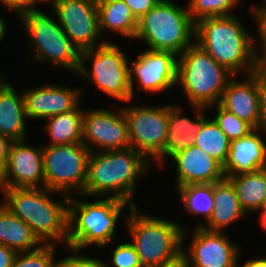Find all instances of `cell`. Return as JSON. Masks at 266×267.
Wrapping results in <instances>:
<instances>
[{"mask_svg": "<svg viewBox=\"0 0 266 267\" xmlns=\"http://www.w3.org/2000/svg\"><path fill=\"white\" fill-rule=\"evenodd\" d=\"M2 204V205H1ZM0 204V210L2 209V208H4V206H5V203H1Z\"/></svg>", "mask_w": 266, "mask_h": 267, "instance_id": "obj_50", "label": "cell"}, {"mask_svg": "<svg viewBox=\"0 0 266 267\" xmlns=\"http://www.w3.org/2000/svg\"><path fill=\"white\" fill-rule=\"evenodd\" d=\"M262 50L263 55H256V71L266 74V46Z\"/></svg>", "mask_w": 266, "mask_h": 267, "instance_id": "obj_42", "label": "cell"}, {"mask_svg": "<svg viewBox=\"0 0 266 267\" xmlns=\"http://www.w3.org/2000/svg\"><path fill=\"white\" fill-rule=\"evenodd\" d=\"M83 113L77 107L70 112L47 118V130L52 142L50 145L82 143Z\"/></svg>", "mask_w": 266, "mask_h": 267, "instance_id": "obj_27", "label": "cell"}, {"mask_svg": "<svg viewBox=\"0 0 266 267\" xmlns=\"http://www.w3.org/2000/svg\"><path fill=\"white\" fill-rule=\"evenodd\" d=\"M93 57L91 72L85 68L84 58ZM127 56L119 50L117 45L103 41L97 47L81 52V62L78 72L85 75L109 96L121 101H131L129 81V66Z\"/></svg>", "mask_w": 266, "mask_h": 267, "instance_id": "obj_10", "label": "cell"}, {"mask_svg": "<svg viewBox=\"0 0 266 267\" xmlns=\"http://www.w3.org/2000/svg\"><path fill=\"white\" fill-rule=\"evenodd\" d=\"M96 5H98L99 3H102L104 1H107V0H92Z\"/></svg>", "mask_w": 266, "mask_h": 267, "instance_id": "obj_48", "label": "cell"}, {"mask_svg": "<svg viewBox=\"0 0 266 267\" xmlns=\"http://www.w3.org/2000/svg\"><path fill=\"white\" fill-rule=\"evenodd\" d=\"M159 267H190V263H189L188 258L182 252L180 255H178L173 260L165 262Z\"/></svg>", "mask_w": 266, "mask_h": 267, "instance_id": "obj_41", "label": "cell"}, {"mask_svg": "<svg viewBox=\"0 0 266 267\" xmlns=\"http://www.w3.org/2000/svg\"><path fill=\"white\" fill-rule=\"evenodd\" d=\"M175 55L170 51L146 50L129 64V81L133 97V76L148 92H160L177 83V63ZM132 69V70H131ZM133 71V72H132ZM132 74H134L132 76Z\"/></svg>", "mask_w": 266, "mask_h": 267, "instance_id": "obj_14", "label": "cell"}, {"mask_svg": "<svg viewBox=\"0 0 266 267\" xmlns=\"http://www.w3.org/2000/svg\"><path fill=\"white\" fill-rule=\"evenodd\" d=\"M3 192L5 207L25 222L42 243L51 238L67 244L70 197L65 198L64 204L56 203L46 193L57 192L40 187L9 188Z\"/></svg>", "mask_w": 266, "mask_h": 267, "instance_id": "obj_3", "label": "cell"}, {"mask_svg": "<svg viewBox=\"0 0 266 267\" xmlns=\"http://www.w3.org/2000/svg\"><path fill=\"white\" fill-rule=\"evenodd\" d=\"M39 243V246H37ZM42 243L32 229L5 206L0 210V245L16 252H30L39 249ZM36 246L35 248H33Z\"/></svg>", "mask_w": 266, "mask_h": 267, "instance_id": "obj_24", "label": "cell"}, {"mask_svg": "<svg viewBox=\"0 0 266 267\" xmlns=\"http://www.w3.org/2000/svg\"><path fill=\"white\" fill-rule=\"evenodd\" d=\"M21 16L35 47L38 60H49L60 67L78 72L81 53L64 33L61 25L42 11L27 10Z\"/></svg>", "mask_w": 266, "mask_h": 267, "instance_id": "obj_9", "label": "cell"}, {"mask_svg": "<svg viewBox=\"0 0 266 267\" xmlns=\"http://www.w3.org/2000/svg\"><path fill=\"white\" fill-rule=\"evenodd\" d=\"M177 190L187 211L202 214L209 220L215 207L213 184H189Z\"/></svg>", "mask_w": 266, "mask_h": 267, "instance_id": "obj_29", "label": "cell"}, {"mask_svg": "<svg viewBox=\"0 0 266 267\" xmlns=\"http://www.w3.org/2000/svg\"><path fill=\"white\" fill-rule=\"evenodd\" d=\"M130 206L132 215L127 218V227L143 267H159L183 252L184 234L179 224L139 215L136 205L131 202Z\"/></svg>", "mask_w": 266, "mask_h": 267, "instance_id": "obj_7", "label": "cell"}, {"mask_svg": "<svg viewBox=\"0 0 266 267\" xmlns=\"http://www.w3.org/2000/svg\"><path fill=\"white\" fill-rule=\"evenodd\" d=\"M112 264L115 267H143L132 243L121 244L115 249Z\"/></svg>", "mask_w": 266, "mask_h": 267, "instance_id": "obj_33", "label": "cell"}, {"mask_svg": "<svg viewBox=\"0 0 266 267\" xmlns=\"http://www.w3.org/2000/svg\"><path fill=\"white\" fill-rule=\"evenodd\" d=\"M225 177L232 182L239 203L245 212L250 209L263 212V199L266 193V168Z\"/></svg>", "mask_w": 266, "mask_h": 267, "instance_id": "obj_25", "label": "cell"}, {"mask_svg": "<svg viewBox=\"0 0 266 267\" xmlns=\"http://www.w3.org/2000/svg\"><path fill=\"white\" fill-rule=\"evenodd\" d=\"M25 100L14 88L0 79V134L13 141L25 140Z\"/></svg>", "mask_w": 266, "mask_h": 267, "instance_id": "obj_21", "label": "cell"}, {"mask_svg": "<svg viewBox=\"0 0 266 267\" xmlns=\"http://www.w3.org/2000/svg\"><path fill=\"white\" fill-rule=\"evenodd\" d=\"M227 138L232 141L248 135L255 128L247 121L217 104V115L213 119Z\"/></svg>", "mask_w": 266, "mask_h": 267, "instance_id": "obj_30", "label": "cell"}, {"mask_svg": "<svg viewBox=\"0 0 266 267\" xmlns=\"http://www.w3.org/2000/svg\"><path fill=\"white\" fill-rule=\"evenodd\" d=\"M0 187L4 189L3 178H2V169H0Z\"/></svg>", "mask_w": 266, "mask_h": 267, "instance_id": "obj_46", "label": "cell"}, {"mask_svg": "<svg viewBox=\"0 0 266 267\" xmlns=\"http://www.w3.org/2000/svg\"><path fill=\"white\" fill-rule=\"evenodd\" d=\"M52 5L64 33L78 51L94 48L100 33L97 5L92 0H57Z\"/></svg>", "mask_w": 266, "mask_h": 267, "instance_id": "obj_12", "label": "cell"}, {"mask_svg": "<svg viewBox=\"0 0 266 267\" xmlns=\"http://www.w3.org/2000/svg\"><path fill=\"white\" fill-rule=\"evenodd\" d=\"M39 1H40V2H41V1H48V2L51 1L52 4H53V3L56 2L57 0H39ZM37 2H38V0H37Z\"/></svg>", "mask_w": 266, "mask_h": 267, "instance_id": "obj_49", "label": "cell"}, {"mask_svg": "<svg viewBox=\"0 0 266 267\" xmlns=\"http://www.w3.org/2000/svg\"><path fill=\"white\" fill-rule=\"evenodd\" d=\"M37 0H1L4 6L11 10H17L19 15H22L27 10H34Z\"/></svg>", "mask_w": 266, "mask_h": 267, "instance_id": "obj_38", "label": "cell"}, {"mask_svg": "<svg viewBox=\"0 0 266 267\" xmlns=\"http://www.w3.org/2000/svg\"><path fill=\"white\" fill-rule=\"evenodd\" d=\"M180 115V107L168 106V130L164 144V156L171 157L178 151L192 146L195 136L207 120L201 112L197 113L196 122L187 117L181 118Z\"/></svg>", "mask_w": 266, "mask_h": 267, "instance_id": "obj_23", "label": "cell"}, {"mask_svg": "<svg viewBox=\"0 0 266 267\" xmlns=\"http://www.w3.org/2000/svg\"><path fill=\"white\" fill-rule=\"evenodd\" d=\"M99 29L114 30L123 36L135 38L138 20L124 0H107L97 5Z\"/></svg>", "mask_w": 266, "mask_h": 267, "instance_id": "obj_26", "label": "cell"}, {"mask_svg": "<svg viewBox=\"0 0 266 267\" xmlns=\"http://www.w3.org/2000/svg\"><path fill=\"white\" fill-rule=\"evenodd\" d=\"M17 252L4 245H0V267H12Z\"/></svg>", "mask_w": 266, "mask_h": 267, "instance_id": "obj_40", "label": "cell"}, {"mask_svg": "<svg viewBox=\"0 0 266 267\" xmlns=\"http://www.w3.org/2000/svg\"><path fill=\"white\" fill-rule=\"evenodd\" d=\"M91 151L84 143L43 147L45 188L68 195L71 188L84 194Z\"/></svg>", "mask_w": 266, "mask_h": 267, "instance_id": "obj_8", "label": "cell"}, {"mask_svg": "<svg viewBox=\"0 0 266 267\" xmlns=\"http://www.w3.org/2000/svg\"><path fill=\"white\" fill-rule=\"evenodd\" d=\"M134 17L139 20L151 10L160 0H124Z\"/></svg>", "mask_w": 266, "mask_h": 267, "instance_id": "obj_35", "label": "cell"}, {"mask_svg": "<svg viewBox=\"0 0 266 267\" xmlns=\"http://www.w3.org/2000/svg\"><path fill=\"white\" fill-rule=\"evenodd\" d=\"M79 90L55 85L43 86L27 91L23 97L27 118H49L77 108Z\"/></svg>", "mask_w": 266, "mask_h": 267, "instance_id": "obj_18", "label": "cell"}, {"mask_svg": "<svg viewBox=\"0 0 266 267\" xmlns=\"http://www.w3.org/2000/svg\"><path fill=\"white\" fill-rule=\"evenodd\" d=\"M259 98H260V117L258 130L266 132V74L259 73Z\"/></svg>", "mask_w": 266, "mask_h": 267, "instance_id": "obj_36", "label": "cell"}, {"mask_svg": "<svg viewBox=\"0 0 266 267\" xmlns=\"http://www.w3.org/2000/svg\"><path fill=\"white\" fill-rule=\"evenodd\" d=\"M257 131L255 128L248 135L230 141L228 157L223 165L225 176L266 168V144Z\"/></svg>", "mask_w": 266, "mask_h": 267, "instance_id": "obj_20", "label": "cell"}, {"mask_svg": "<svg viewBox=\"0 0 266 267\" xmlns=\"http://www.w3.org/2000/svg\"><path fill=\"white\" fill-rule=\"evenodd\" d=\"M5 25H4V21L2 19V17L0 16V40H2L4 38L5 35Z\"/></svg>", "mask_w": 266, "mask_h": 267, "instance_id": "obj_44", "label": "cell"}, {"mask_svg": "<svg viewBox=\"0 0 266 267\" xmlns=\"http://www.w3.org/2000/svg\"><path fill=\"white\" fill-rule=\"evenodd\" d=\"M248 80L227 82L219 104L258 129L260 117L259 72L248 74Z\"/></svg>", "mask_w": 266, "mask_h": 267, "instance_id": "obj_19", "label": "cell"}, {"mask_svg": "<svg viewBox=\"0 0 266 267\" xmlns=\"http://www.w3.org/2000/svg\"><path fill=\"white\" fill-rule=\"evenodd\" d=\"M253 16L257 19L259 36L262 39V49L266 46V5L262 8L255 7L252 11Z\"/></svg>", "mask_w": 266, "mask_h": 267, "instance_id": "obj_37", "label": "cell"}, {"mask_svg": "<svg viewBox=\"0 0 266 267\" xmlns=\"http://www.w3.org/2000/svg\"><path fill=\"white\" fill-rule=\"evenodd\" d=\"M25 141H14L6 166L2 169L4 189L45 187L43 147L32 148ZM11 176V177H10Z\"/></svg>", "mask_w": 266, "mask_h": 267, "instance_id": "obj_15", "label": "cell"}, {"mask_svg": "<svg viewBox=\"0 0 266 267\" xmlns=\"http://www.w3.org/2000/svg\"><path fill=\"white\" fill-rule=\"evenodd\" d=\"M189 253H183L192 267H237L239 249L218 231L197 226Z\"/></svg>", "mask_w": 266, "mask_h": 267, "instance_id": "obj_16", "label": "cell"}, {"mask_svg": "<svg viewBox=\"0 0 266 267\" xmlns=\"http://www.w3.org/2000/svg\"><path fill=\"white\" fill-rule=\"evenodd\" d=\"M148 161L132 147L97 153L91 150L83 196L114 192L111 197L131 202L136 180L146 172Z\"/></svg>", "mask_w": 266, "mask_h": 267, "instance_id": "obj_2", "label": "cell"}, {"mask_svg": "<svg viewBox=\"0 0 266 267\" xmlns=\"http://www.w3.org/2000/svg\"><path fill=\"white\" fill-rule=\"evenodd\" d=\"M240 0H191L189 14L196 23L206 17L230 16L229 10Z\"/></svg>", "mask_w": 266, "mask_h": 267, "instance_id": "obj_31", "label": "cell"}, {"mask_svg": "<svg viewBox=\"0 0 266 267\" xmlns=\"http://www.w3.org/2000/svg\"><path fill=\"white\" fill-rule=\"evenodd\" d=\"M193 145L224 165L230 149V140L214 120H206L200 132L195 136Z\"/></svg>", "mask_w": 266, "mask_h": 267, "instance_id": "obj_28", "label": "cell"}, {"mask_svg": "<svg viewBox=\"0 0 266 267\" xmlns=\"http://www.w3.org/2000/svg\"><path fill=\"white\" fill-rule=\"evenodd\" d=\"M82 139V143L90 151L91 148L87 145L89 141L94 146H100L102 149L100 151L130 148L128 124L123 110L119 114H114V112L105 109L84 113ZM84 139L87 141L85 142Z\"/></svg>", "mask_w": 266, "mask_h": 267, "instance_id": "obj_13", "label": "cell"}, {"mask_svg": "<svg viewBox=\"0 0 266 267\" xmlns=\"http://www.w3.org/2000/svg\"><path fill=\"white\" fill-rule=\"evenodd\" d=\"M128 124L129 141L132 148L163 161L164 144L168 130V106L165 107H129L123 109Z\"/></svg>", "mask_w": 266, "mask_h": 267, "instance_id": "obj_11", "label": "cell"}, {"mask_svg": "<svg viewBox=\"0 0 266 267\" xmlns=\"http://www.w3.org/2000/svg\"><path fill=\"white\" fill-rule=\"evenodd\" d=\"M177 166V188L189 184H213L225 178L223 165L192 145L171 156Z\"/></svg>", "mask_w": 266, "mask_h": 267, "instance_id": "obj_17", "label": "cell"}, {"mask_svg": "<svg viewBox=\"0 0 266 267\" xmlns=\"http://www.w3.org/2000/svg\"><path fill=\"white\" fill-rule=\"evenodd\" d=\"M54 248V244L48 242L34 251L17 252L12 267H55Z\"/></svg>", "mask_w": 266, "mask_h": 267, "instance_id": "obj_32", "label": "cell"}, {"mask_svg": "<svg viewBox=\"0 0 266 267\" xmlns=\"http://www.w3.org/2000/svg\"><path fill=\"white\" fill-rule=\"evenodd\" d=\"M195 34V22L189 9L185 10L169 0H160L138 20L135 38L143 39L149 50L170 51L181 55Z\"/></svg>", "mask_w": 266, "mask_h": 267, "instance_id": "obj_6", "label": "cell"}, {"mask_svg": "<svg viewBox=\"0 0 266 267\" xmlns=\"http://www.w3.org/2000/svg\"><path fill=\"white\" fill-rule=\"evenodd\" d=\"M128 204L111 196L96 202L69 198L67 245L70 250L77 252L91 244L100 247L108 244L113 237L116 221Z\"/></svg>", "mask_w": 266, "mask_h": 267, "instance_id": "obj_5", "label": "cell"}, {"mask_svg": "<svg viewBox=\"0 0 266 267\" xmlns=\"http://www.w3.org/2000/svg\"><path fill=\"white\" fill-rule=\"evenodd\" d=\"M178 58L177 82L181 83L193 107L201 111L219 103L228 77L233 75L194 42Z\"/></svg>", "mask_w": 266, "mask_h": 267, "instance_id": "obj_4", "label": "cell"}, {"mask_svg": "<svg viewBox=\"0 0 266 267\" xmlns=\"http://www.w3.org/2000/svg\"><path fill=\"white\" fill-rule=\"evenodd\" d=\"M237 267H238V265H237ZM241 267H266V258H259V259H254V260H248Z\"/></svg>", "mask_w": 266, "mask_h": 267, "instance_id": "obj_43", "label": "cell"}, {"mask_svg": "<svg viewBox=\"0 0 266 267\" xmlns=\"http://www.w3.org/2000/svg\"><path fill=\"white\" fill-rule=\"evenodd\" d=\"M213 195L215 207L207 221L208 227L199 225L208 231L222 232V229L241 218L246 212L242 209L239 199L236 196L232 182L228 178H224L213 183Z\"/></svg>", "mask_w": 266, "mask_h": 267, "instance_id": "obj_22", "label": "cell"}, {"mask_svg": "<svg viewBox=\"0 0 266 267\" xmlns=\"http://www.w3.org/2000/svg\"><path fill=\"white\" fill-rule=\"evenodd\" d=\"M55 267H108V265L99 259L74 255L56 262Z\"/></svg>", "mask_w": 266, "mask_h": 267, "instance_id": "obj_34", "label": "cell"}, {"mask_svg": "<svg viewBox=\"0 0 266 267\" xmlns=\"http://www.w3.org/2000/svg\"><path fill=\"white\" fill-rule=\"evenodd\" d=\"M263 212H266V193L263 199Z\"/></svg>", "mask_w": 266, "mask_h": 267, "instance_id": "obj_47", "label": "cell"}, {"mask_svg": "<svg viewBox=\"0 0 266 267\" xmlns=\"http://www.w3.org/2000/svg\"><path fill=\"white\" fill-rule=\"evenodd\" d=\"M197 44L231 75L240 69L256 71L255 45L240 22L232 16L206 17L195 23ZM255 53V54H254Z\"/></svg>", "mask_w": 266, "mask_h": 267, "instance_id": "obj_1", "label": "cell"}, {"mask_svg": "<svg viewBox=\"0 0 266 267\" xmlns=\"http://www.w3.org/2000/svg\"><path fill=\"white\" fill-rule=\"evenodd\" d=\"M13 140L0 134V169H3L8 161Z\"/></svg>", "mask_w": 266, "mask_h": 267, "instance_id": "obj_39", "label": "cell"}, {"mask_svg": "<svg viewBox=\"0 0 266 267\" xmlns=\"http://www.w3.org/2000/svg\"><path fill=\"white\" fill-rule=\"evenodd\" d=\"M262 213V215H261V225H262V227L263 228H265L266 229V212H261Z\"/></svg>", "mask_w": 266, "mask_h": 267, "instance_id": "obj_45", "label": "cell"}]
</instances>
